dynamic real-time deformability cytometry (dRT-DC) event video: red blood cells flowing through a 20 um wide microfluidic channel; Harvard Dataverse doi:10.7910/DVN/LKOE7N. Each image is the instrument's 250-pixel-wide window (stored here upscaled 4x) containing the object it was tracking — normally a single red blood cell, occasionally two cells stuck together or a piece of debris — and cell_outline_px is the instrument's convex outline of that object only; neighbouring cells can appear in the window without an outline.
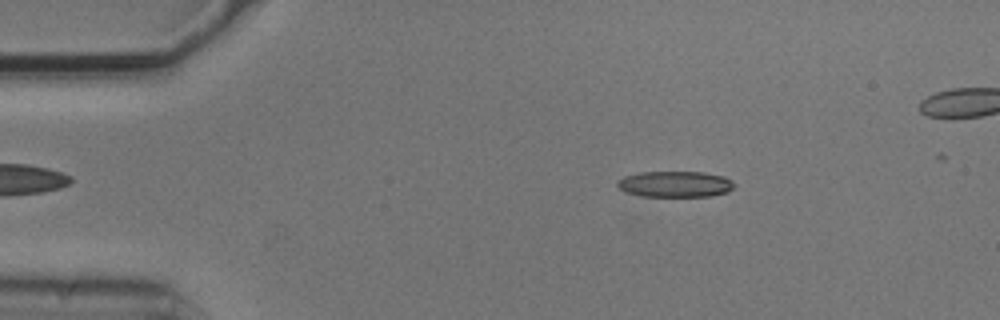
{"species": "common noctule bat (a hibernating species)", "species_latin": "Nyctalus noctula", "temperature_condition": "cold", "stored_images_in_passage": 5, "camera_frame_rate_fps": 3000, "um_per_image_px": 0.085, "animal": {"sex": "male", "body_mass_g": 20.5, "forearm_length_mm": 52.5}, "frame": {"image": 1, "passage_image": 2, "time_ms": 0.333, "image_size_px": [1000, 320], "cell_outline_px": [[736, 184], [728, 192], [712, 196], [640, 196], [628, 192], [620, 188], [616, 184], [616, 180], [624, 176], [640, 172], [704, 172], [724, 176], [732, 180]], "centroid_in_image_um": [57.41, 15.64], "position_along_channel_um": 27.6, "area_um2": 17.8}}